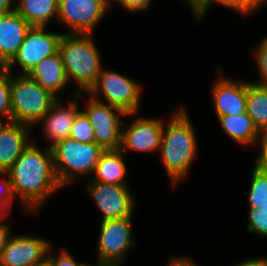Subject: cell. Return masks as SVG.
<instances>
[{
  "instance_id": "1",
  "label": "cell",
  "mask_w": 267,
  "mask_h": 266,
  "mask_svg": "<svg viewBox=\"0 0 267 266\" xmlns=\"http://www.w3.org/2000/svg\"><path fill=\"white\" fill-rule=\"evenodd\" d=\"M14 196H19L25 211H38L47 196L61 189L51 148L40 149L34 141L7 171Z\"/></svg>"
},
{
  "instance_id": "2",
  "label": "cell",
  "mask_w": 267,
  "mask_h": 266,
  "mask_svg": "<svg viewBox=\"0 0 267 266\" xmlns=\"http://www.w3.org/2000/svg\"><path fill=\"white\" fill-rule=\"evenodd\" d=\"M170 119L167 127L163 126L159 151L167 175L173 184H177L186 177L195 159L197 138L185 108L176 110Z\"/></svg>"
},
{
  "instance_id": "3",
  "label": "cell",
  "mask_w": 267,
  "mask_h": 266,
  "mask_svg": "<svg viewBox=\"0 0 267 266\" xmlns=\"http://www.w3.org/2000/svg\"><path fill=\"white\" fill-rule=\"evenodd\" d=\"M58 52L63 60L67 81H76L77 93L88 91L100 74L101 55L91 34L62 33Z\"/></svg>"
},
{
  "instance_id": "4",
  "label": "cell",
  "mask_w": 267,
  "mask_h": 266,
  "mask_svg": "<svg viewBox=\"0 0 267 266\" xmlns=\"http://www.w3.org/2000/svg\"><path fill=\"white\" fill-rule=\"evenodd\" d=\"M12 121L33 127L58 99L28 74L10 72Z\"/></svg>"
},
{
  "instance_id": "5",
  "label": "cell",
  "mask_w": 267,
  "mask_h": 266,
  "mask_svg": "<svg viewBox=\"0 0 267 266\" xmlns=\"http://www.w3.org/2000/svg\"><path fill=\"white\" fill-rule=\"evenodd\" d=\"M51 151L58 182L64 187L76 180L77 175L84 177L94 173L104 150L95 142L84 144L67 137L52 146Z\"/></svg>"
},
{
  "instance_id": "6",
  "label": "cell",
  "mask_w": 267,
  "mask_h": 266,
  "mask_svg": "<svg viewBox=\"0 0 267 266\" xmlns=\"http://www.w3.org/2000/svg\"><path fill=\"white\" fill-rule=\"evenodd\" d=\"M87 92L93 98L103 93L102 96L108 101L105 104L120 109L126 115L134 116L138 113L142 88L138 82L118 72L102 68L96 82Z\"/></svg>"
},
{
  "instance_id": "7",
  "label": "cell",
  "mask_w": 267,
  "mask_h": 266,
  "mask_svg": "<svg viewBox=\"0 0 267 266\" xmlns=\"http://www.w3.org/2000/svg\"><path fill=\"white\" fill-rule=\"evenodd\" d=\"M86 110H82L89 119L94 129L95 143L103 150L121 148L122 127L120 118L126 117L123 111L105 104L98 98L87 99ZM119 114V115H118ZM121 115V117H120Z\"/></svg>"
},
{
  "instance_id": "8",
  "label": "cell",
  "mask_w": 267,
  "mask_h": 266,
  "mask_svg": "<svg viewBox=\"0 0 267 266\" xmlns=\"http://www.w3.org/2000/svg\"><path fill=\"white\" fill-rule=\"evenodd\" d=\"M45 28L31 26L17 54L4 67L7 71L12 73L14 64L18 63L22 68L20 74H29L42 59L58 52L62 33L46 32Z\"/></svg>"
},
{
  "instance_id": "9",
  "label": "cell",
  "mask_w": 267,
  "mask_h": 266,
  "mask_svg": "<svg viewBox=\"0 0 267 266\" xmlns=\"http://www.w3.org/2000/svg\"><path fill=\"white\" fill-rule=\"evenodd\" d=\"M97 259L105 263H124L129 248L135 246L132 233V217L101 222Z\"/></svg>"
},
{
  "instance_id": "10",
  "label": "cell",
  "mask_w": 267,
  "mask_h": 266,
  "mask_svg": "<svg viewBox=\"0 0 267 266\" xmlns=\"http://www.w3.org/2000/svg\"><path fill=\"white\" fill-rule=\"evenodd\" d=\"M111 4L107 0H58L57 20L71 33L92 34Z\"/></svg>"
},
{
  "instance_id": "11",
  "label": "cell",
  "mask_w": 267,
  "mask_h": 266,
  "mask_svg": "<svg viewBox=\"0 0 267 266\" xmlns=\"http://www.w3.org/2000/svg\"><path fill=\"white\" fill-rule=\"evenodd\" d=\"M129 185H116L90 181L86 190L102 212V221L132 217L135 198Z\"/></svg>"
},
{
  "instance_id": "12",
  "label": "cell",
  "mask_w": 267,
  "mask_h": 266,
  "mask_svg": "<svg viewBox=\"0 0 267 266\" xmlns=\"http://www.w3.org/2000/svg\"><path fill=\"white\" fill-rule=\"evenodd\" d=\"M163 120L160 118L137 117L130 126L122 128L121 150L138 152L159 150L162 140ZM126 150V151H125Z\"/></svg>"
},
{
  "instance_id": "13",
  "label": "cell",
  "mask_w": 267,
  "mask_h": 266,
  "mask_svg": "<svg viewBox=\"0 0 267 266\" xmlns=\"http://www.w3.org/2000/svg\"><path fill=\"white\" fill-rule=\"evenodd\" d=\"M51 244L43 238L11 236L0 255V266H32L47 257Z\"/></svg>"
},
{
  "instance_id": "14",
  "label": "cell",
  "mask_w": 267,
  "mask_h": 266,
  "mask_svg": "<svg viewBox=\"0 0 267 266\" xmlns=\"http://www.w3.org/2000/svg\"><path fill=\"white\" fill-rule=\"evenodd\" d=\"M30 128L15 121L0 122V172H7L32 143Z\"/></svg>"
},
{
  "instance_id": "15",
  "label": "cell",
  "mask_w": 267,
  "mask_h": 266,
  "mask_svg": "<svg viewBox=\"0 0 267 266\" xmlns=\"http://www.w3.org/2000/svg\"><path fill=\"white\" fill-rule=\"evenodd\" d=\"M211 88L217 117L246 113L247 82L218 79Z\"/></svg>"
},
{
  "instance_id": "16",
  "label": "cell",
  "mask_w": 267,
  "mask_h": 266,
  "mask_svg": "<svg viewBox=\"0 0 267 266\" xmlns=\"http://www.w3.org/2000/svg\"><path fill=\"white\" fill-rule=\"evenodd\" d=\"M79 96L80 92L75 95L73 101L69 100V105L65 108L58 98L39 121V123L45 122L43 126L45 135L52 142L49 148L69 137L76 114L80 111L77 100Z\"/></svg>"
},
{
  "instance_id": "17",
  "label": "cell",
  "mask_w": 267,
  "mask_h": 266,
  "mask_svg": "<svg viewBox=\"0 0 267 266\" xmlns=\"http://www.w3.org/2000/svg\"><path fill=\"white\" fill-rule=\"evenodd\" d=\"M31 25L16 10L0 14V67L4 68L17 54Z\"/></svg>"
},
{
  "instance_id": "18",
  "label": "cell",
  "mask_w": 267,
  "mask_h": 266,
  "mask_svg": "<svg viewBox=\"0 0 267 266\" xmlns=\"http://www.w3.org/2000/svg\"><path fill=\"white\" fill-rule=\"evenodd\" d=\"M44 89L50 91L57 98L69 83L67 81L63 60L59 52L42 59L28 74Z\"/></svg>"
},
{
  "instance_id": "19",
  "label": "cell",
  "mask_w": 267,
  "mask_h": 266,
  "mask_svg": "<svg viewBox=\"0 0 267 266\" xmlns=\"http://www.w3.org/2000/svg\"><path fill=\"white\" fill-rule=\"evenodd\" d=\"M121 149L104 150L98 159L94 173L96 176H92L89 180L116 184V185H128L126 181L127 167L124 161V155Z\"/></svg>"
},
{
  "instance_id": "20",
  "label": "cell",
  "mask_w": 267,
  "mask_h": 266,
  "mask_svg": "<svg viewBox=\"0 0 267 266\" xmlns=\"http://www.w3.org/2000/svg\"><path fill=\"white\" fill-rule=\"evenodd\" d=\"M224 132L236 143L244 146L259 145L260 132L247 113L217 117Z\"/></svg>"
},
{
  "instance_id": "21",
  "label": "cell",
  "mask_w": 267,
  "mask_h": 266,
  "mask_svg": "<svg viewBox=\"0 0 267 266\" xmlns=\"http://www.w3.org/2000/svg\"><path fill=\"white\" fill-rule=\"evenodd\" d=\"M16 12L31 26L46 27L53 18L57 19L58 0H19Z\"/></svg>"
},
{
  "instance_id": "22",
  "label": "cell",
  "mask_w": 267,
  "mask_h": 266,
  "mask_svg": "<svg viewBox=\"0 0 267 266\" xmlns=\"http://www.w3.org/2000/svg\"><path fill=\"white\" fill-rule=\"evenodd\" d=\"M246 113L259 132L267 127V85L247 82Z\"/></svg>"
},
{
  "instance_id": "23",
  "label": "cell",
  "mask_w": 267,
  "mask_h": 266,
  "mask_svg": "<svg viewBox=\"0 0 267 266\" xmlns=\"http://www.w3.org/2000/svg\"><path fill=\"white\" fill-rule=\"evenodd\" d=\"M248 192L249 208L261 205L267 198V176L254 167Z\"/></svg>"
},
{
  "instance_id": "24",
  "label": "cell",
  "mask_w": 267,
  "mask_h": 266,
  "mask_svg": "<svg viewBox=\"0 0 267 266\" xmlns=\"http://www.w3.org/2000/svg\"><path fill=\"white\" fill-rule=\"evenodd\" d=\"M69 137L80 143L95 142L94 129L86 114L81 110L76 114Z\"/></svg>"
},
{
  "instance_id": "25",
  "label": "cell",
  "mask_w": 267,
  "mask_h": 266,
  "mask_svg": "<svg viewBox=\"0 0 267 266\" xmlns=\"http://www.w3.org/2000/svg\"><path fill=\"white\" fill-rule=\"evenodd\" d=\"M12 121L10 72L0 67V120Z\"/></svg>"
},
{
  "instance_id": "26",
  "label": "cell",
  "mask_w": 267,
  "mask_h": 266,
  "mask_svg": "<svg viewBox=\"0 0 267 266\" xmlns=\"http://www.w3.org/2000/svg\"><path fill=\"white\" fill-rule=\"evenodd\" d=\"M14 198L8 172H0V215L7 213L6 209H11Z\"/></svg>"
},
{
  "instance_id": "27",
  "label": "cell",
  "mask_w": 267,
  "mask_h": 266,
  "mask_svg": "<svg viewBox=\"0 0 267 266\" xmlns=\"http://www.w3.org/2000/svg\"><path fill=\"white\" fill-rule=\"evenodd\" d=\"M248 231L256 233L267 239V213L256 212L255 208H249Z\"/></svg>"
},
{
  "instance_id": "28",
  "label": "cell",
  "mask_w": 267,
  "mask_h": 266,
  "mask_svg": "<svg viewBox=\"0 0 267 266\" xmlns=\"http://www.w3.org/2000/svg\"><path fill=\"white\" fill-rule=\"evenodd\" d=\"M256 50H254L255 53V61L258 66V71L261 74L262 79L261 81L253 82L258 85H267V37L261 41L259 46H257Z\"/></svg>"
},
{
  "instance_id": "29",
  "label": "cell",
  "mask_w": 267,
  "mask_h": 266,
  "mask_svg": "<svg viewBox=\"0 0 267 266\" xmlns=\"http://www.w3.org/2000/svg\"><path fill=\"white\" fill-rule=\"evenodd\" d=\"M51 247L48 249L47 257L52 266H80L81 263H77L75 258L65 249L61 250L62 252L57 257H54L51 253Z\"/></svg>"
},
{
  "instance_id": "30",
  "label": "cell",
  "mask_w": 267,
  "mask_h": 266,
  "mask_svg": "<svg viewBox=\"0 0 267 266\" xmlns=\"http://www.w3.org/2000/svg\"><path fill=\"white\" fill-rule=\"evenodd\" d=\"M186 2H188L196 18L201 20L203 16L205 17L206 12L209 11L211 4L215 2L219 3V0H186Z\"/></svg>"
},
{
  "instance_id": "31",
  "label": "cell",
  "mask_w": 267,
  "mask_h": 266,
  "mask_svg": "<svg viewBox=\"0 0 267 266\" xmlns=\"http://www.w3.org/2000/svg\"><path fill=\"white\" fill-rule=\"evenodd\" d=\"M153 0H117L116 2L119 3L123 8L127 11H141L146 10L149 5H151Z\"/></svg>"
},
{
  "instance_id": "32",
  "label": "cell",
  "mask_w": 267,
  "mask_h": 266,
  "mask_svg": "<svg viewBox=\"0 0 267 266\" xmlns=\"http://www.w3.org/2000/svg\"><path fill=\"white\" fill-rule=\"evenodd\" d=\"M267 0H239V12L243 16L253 13L257 8L265 4ZM264 2V3H263Z\"/></svg>"
},
{
  "instance_id": "33",
  "label": "cell",
  "mask_w": 267,
  "mask_h": 266,
  "mask_svg": "<svg viewBox=\"0 0 267 266\" xmlns=\"http://www.w3.org/2000/svg\"><path fill=\"white\" fill-rule=\"evenodd\" d=\"M8 213L1 214L0 215V255L5 247L6 243L8 242L10 235V225L11 224H5L4 219L7 216Z\"/></svg>"
},
{
  "instance_id": "34",
  "label": "cell",
  "mask_w": 267,
  "mask_h": 266,
  "mask_svg": "<svg viewBox=\"0 0 267 266\" xmlns=\"http://www.w3.org/2000/svg\"><path fill=\"white\" fill-rule=\"evenodd\" d=\"M167 266H198L192 258L188 257H172Z\"/></svg>"
},
{
  "instance_id": "35",
  "label": "cell",
  "mask_w": 267,
  "mask_h": 266,
  "mask_svg": "<svg viewBox=\"0 0 267 266\" xmlns=\"http://www.w3.org/2000/svg\"><path fill=\"white\" fill-rule=\"evenodd\" d=\"M256 158L255 168L267 176V153H258Z\"/></svg>"
},
{
  "instance_id": "36",
  "label": "cell",
  "mask_w": 267,
  "mask_h": 266,
  "mask_svg": "<svg viewBox=\"0 0 267 266\" xmlns=\"http://www.w3.org/2000/svg\"><path fill=\"white\" fill-rule=\"evenodd\" d=\"M233 266H267V258H251Z\"/></svg>"
},
{
  "instance_id": "37",
  "label": "cell",
  "mask_w": 267,
  "mask_h": 266,
  "mask_svg": "<svg viewBox=\"0 0 267 266\" xmlns=\"http://www.w3.org/2000/svg\"><path fill=\"white\" fill-rule=\"evenodd\" d=\"M260 150L259 153H267V127H265L261 132H260V141H259Z\"/></svg>"
},
{
  "instance_id": "38",
  "label": "cell",
  "mask_w": 267,
  "mask_h": 266,
  "mask_svg": "<svg viewBox=\"0 0 267 266\" xmlns=\"http://www.w3.org/2000/svg\"><path fill=\"white\" fill-rule=\"evenodd\" d=\"M13 0H0V14L10 13L15 10V7L12 8Z\"/></svg>"
},
{
  "instance_id": "39",
  "label": "cell",
  "mask_w": 267,
  "mask_h": 266,
  "mask_svg": "<svg viewBox=\"0 0 267 266\" xmlns=\"http://www.w3.org/2000/svg\"><path fill=\"white\" fill-rule=\"evenodd\" d=\"M219 4L239 12V0H219Z\"/></svg>"
},
{
  "instance_id": "40",
  "label": "cell",
  "mask_w": 267,
  "mask_h": 266,
  "mask_svg": "<svg viewBox=\"0 0 267 266\" xmlns=\"http://www.w3.org/2000/svg\"><path fill=\"white\" fill-rule=\"evenodd\" d=\"M256 212H266L267 213V198L261 205H256Z\"/></svg>"
},
{
  "instance_id": "41",
  "label": "cell",
  "mask_w": 267,
  "mask_h": 266,
  "mask_svg": "<svg viewBox=\"0 0 267 266\" xmlns=\"http://www.w3.org/2000/svg\"><path fill=\"white\" fill-rule=\"evenodd\" d=\"M32 266H52L48 257L44 258L42 261L33 264Z\"/></svg>"
},
{
  "instance_id": "42",
  "label": "cell",
  "mask_w": 267,
  "mask_h": 266,
  "mask_svg": "<svg viewBox=\"0 0 267 266\" xmlns=\"http://www.w3.org/2000/svg\"><path fill=\"white\" fill-rule=\"evenodd\" d=\"M100 266H120L119 263H105L100 260Z\"/></svg>"
},
{
  "instance_id": "43",
  "label": "cell",
  "mask_w": 267,
  "mask_h": 266,
  "mask_svg": "<svg viewBox=\"0 0 267 266\" xmlns=\"http://www.w3.org/2000/svg\"><path fill=\"white\" fill-rule=\"evenodd\" d=\"M97 262H98V263H97V266H100V260H99V259H97ZM80 266H92V265H91V264H87V263H83V262H82V263L80 264Z\"/></svg>"
},
{
  "instance_id": "44",
  "label": "cell",
  "mask_w": 267,
  "mask_h": 266,
  "mask_svg": "<svg viewBox=\"0 0 267 266\" xmlns=\"http://www.w3.org/2000/svg\"><path fill=\"white\" fill-rule=\"evenodd\" d=\"M110 4H112V2L116 3L117 0H107Z\"/></svg>"
}]
</instances>
